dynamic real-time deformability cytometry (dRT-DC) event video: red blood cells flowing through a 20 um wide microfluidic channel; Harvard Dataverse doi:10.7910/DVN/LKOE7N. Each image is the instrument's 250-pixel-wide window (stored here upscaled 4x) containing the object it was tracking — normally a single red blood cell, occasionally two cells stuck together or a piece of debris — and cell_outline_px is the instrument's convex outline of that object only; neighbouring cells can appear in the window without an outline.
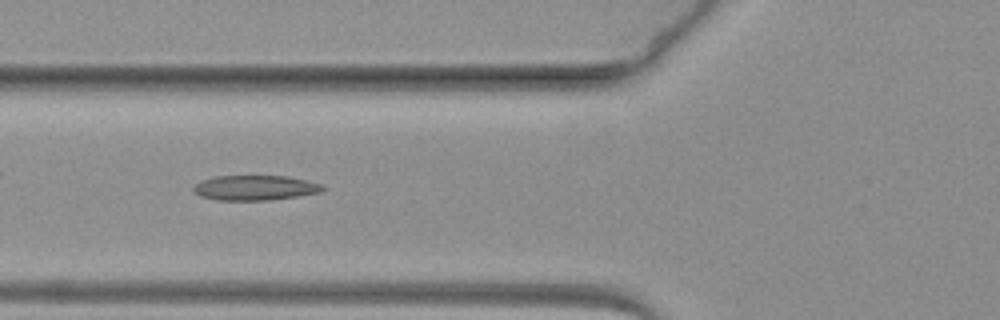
{"species": "common noctule bat (a hibernating species)", "species_latin": "Nyctalus noctula", "temperature_condition": "warm", "stored_images_in_passage": 63, "camera_frame_rate_fps": 3000, "um_per_image_px": 0.085, "animal": {"sex": "female", "body_mass_g": 19.3, "forearm_length_mm": 54.1}, "frame": {"image": 1, "passage_image": 24, "time_ms": 7.667, "image_size_px": [1000, 320], "cell_outline_px": [[324, 188], [320, 192], [296, 196], [268, 200], [216, 200], [200, 196], [192, 188], [200, 180], [216, 176], [284, 176], [304, 180], [320, 184]], "centroid_in_image_um": [21.61, 15.96], "position_along_channel_um": 104.2, "area_um2": 18.5}}
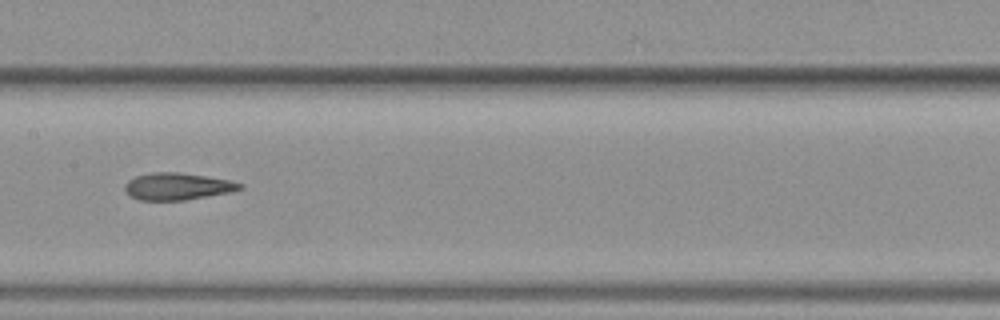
{"frame": {"image": 2, "passage_image": 32, "time_ms": 10.333, "image_size_px": [1000, 320], "cell_outline_px": [[244, 188], [228, 192], [184, 200], [140, 200], [128, 196], [124, 188], [124, 184], [128, 180], [136, 176], [152, 172], [180, 172], [228, 180], [244, 184]], "centroid_in_image_um": [15.03, 15.84], "position_along_channel_um": 192.4, "area_um2": 18.03}}
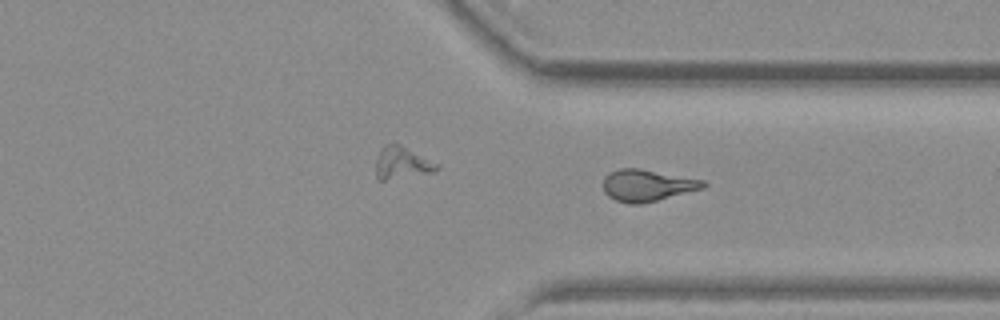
{"frame": {"image": 3, "passage_image": 47, "time_ms": 15.333, "image_size_px": [1000, 320], "cell_outline_px": [[708, 184], [704, 188], [640, 204], [628, 204], [616, 200], [608, 196], [604, 192], [604, 176], [608, 172], [620, 168], [640, 168], [704, 180]], "centroid_in_image_um": [54.99, 15.74], "position_along_channel_um": 356.4, "area_um2": 18.5}}